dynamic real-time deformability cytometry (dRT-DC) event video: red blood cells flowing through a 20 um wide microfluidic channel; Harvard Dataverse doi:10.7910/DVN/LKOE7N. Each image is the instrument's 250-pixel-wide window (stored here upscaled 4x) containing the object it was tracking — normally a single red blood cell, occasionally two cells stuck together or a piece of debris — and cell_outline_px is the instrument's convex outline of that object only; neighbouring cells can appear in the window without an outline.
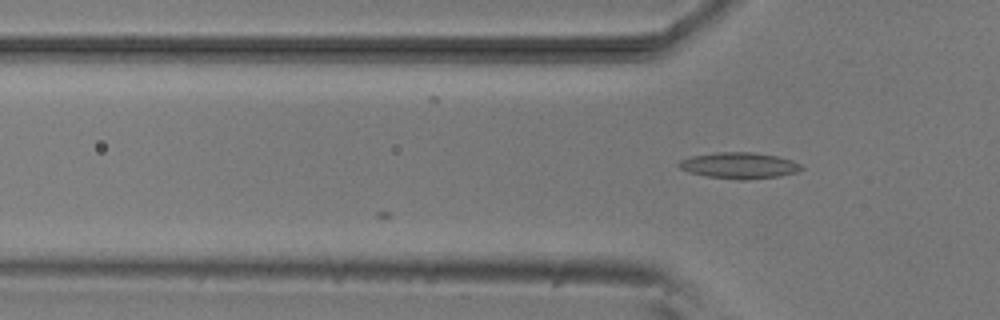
{"species": "common noctule bat (a hibernating species)", "species_latin": "Nyctalus noctula", "temperature_condition": "room temperature", "stored_images_in_passage": 2, "camera_frame_rate_fps": 3000, "um_per_image_px": 0.085, "animal": {"sex": "male", "body_mass_g": 20.5, "forearm_length_mm": 52.5}, "frame": {"image": 1, "passage_image": 2, "time_ms": 0.333, "image_size_px": [1000, 320], "cell_outline_px": [[804, 168], [796, 172], [780, 176], [744, 180], [740, 180], [704, 176], [688, 172], [680, 168], [676, 164], [680, 160], [692, 156], [716, 152], [752, 152], [776, 156], [792, 160], [800, 164]], "centroid_in_image_um": [62.81, 14.07], "position_along_channel_um": 63.0, "area_um2": 18.73}}